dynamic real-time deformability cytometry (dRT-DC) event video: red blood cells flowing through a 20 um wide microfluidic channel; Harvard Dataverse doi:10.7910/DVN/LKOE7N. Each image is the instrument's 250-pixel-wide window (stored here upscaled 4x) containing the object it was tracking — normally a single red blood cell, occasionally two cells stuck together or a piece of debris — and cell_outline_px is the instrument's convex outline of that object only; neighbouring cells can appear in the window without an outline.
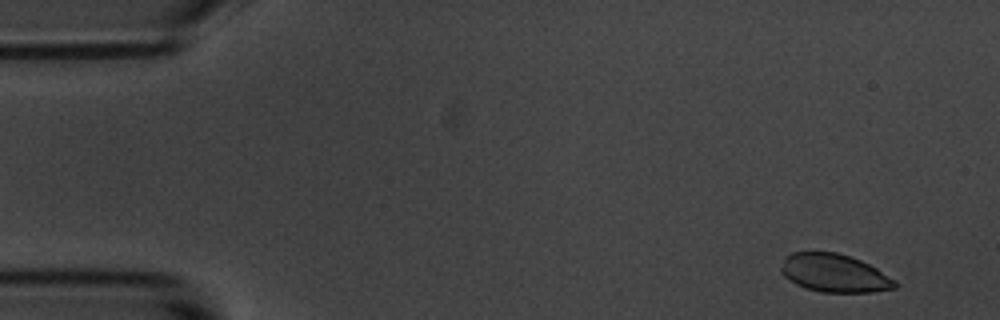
{"species": "common noctule bat (a hibernating species)", "species_latin": "Nyctalus noctula", "temperature_condition": "room temperature", "stored_images_in_passage": 54, "camera_frame_rate_fps": 3000, "um_per_image_px": 0.085, "animal": {"sex": "male", "body_mass_g": 20.1, "forearm_length_mm": 53.5}, "frame": {"image": 1, "passage_image": 1, "time_ms": 0.0, "image_size_px": [1000, 320], "cell_outline_px": [[900, 284], [896, 288], [872, 292], [820, 292], [804, 288], [788, 280], [780, 272], [780, 268], [784, 256], [792, 252], [836, 252], [860, 260], [876, 268], [896, 280]], "centroid_in_image_um": [70.9, 23.22], "position_along_channel_um": 14.1, "area_um2": 25.55}}
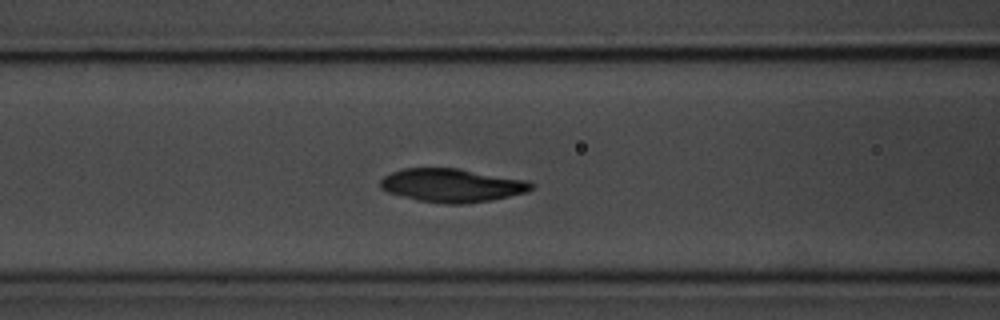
{"frame": {"image": 2, "passage_image": 20, "time_ms": 6.333, "image_size_px": [1000, 320], "cell_outline_px": [[536, 184], [528, 192], [492, 200], [464, 204], [444, 204], [416, 200], [388, 192], [380, 188], [380, 180], [384, 176], [392, 172], [404, 168], [460, 168], [528, 180]], "centroid_in_image_um": [38.45, 15.75], "position_along_channel_um": 128.1, "area_um2": 29.77}}
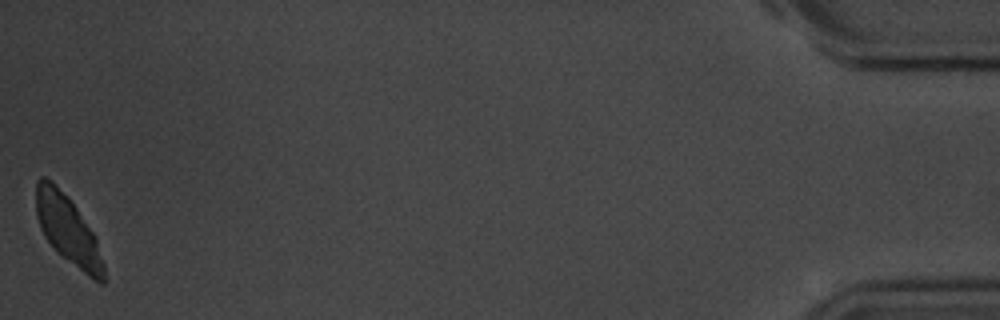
{"frame": {"image": 3, "passage_image": 54, "time_ms": 17.667, "image_size_px": [1000, 320], "cell_outline_px": [[104, 284], [100, 284], [88, 276], [56, 252], [44, 236], [40, 228], [36, 216], [36, 180], [40, 176], [44, 176], [68, 196], [96, 236], [104, 264]], "centroid_in_image_um": [5.77, 19.56], "position_along_channel_um": 429.4, "area_um2": 27.17}}